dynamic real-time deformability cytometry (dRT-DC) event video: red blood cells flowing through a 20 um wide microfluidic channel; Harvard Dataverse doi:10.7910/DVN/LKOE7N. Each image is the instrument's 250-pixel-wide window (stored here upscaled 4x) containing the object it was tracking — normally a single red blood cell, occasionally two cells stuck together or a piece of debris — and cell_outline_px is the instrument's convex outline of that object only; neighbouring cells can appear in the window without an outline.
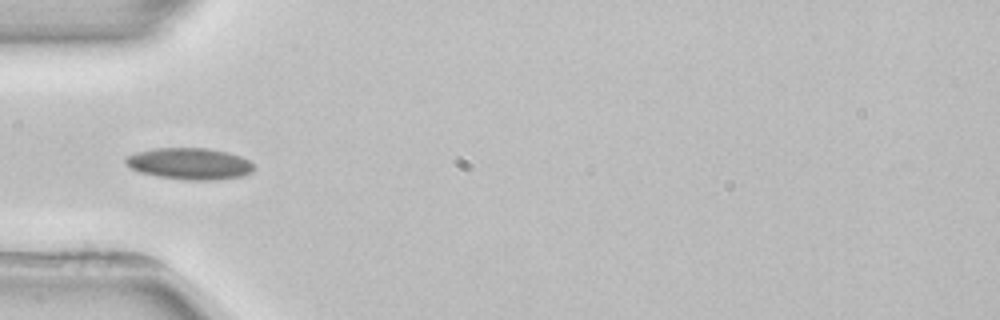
{"species": "common noctule bat (a hibernating species)", "species_latin": "Nyctalus noctula", "temperature_condition": "room temperature", "stored_images_in_passage": 1, "camera_frame_rate_fps": 3000, "um_per_image_px": 0.085, "animal": {"sex": "female", "body_mass_g": 22.7, "forearm_length_mm": 54.2}, "frame": {"image": 1, "passage_image": 1, "time_ms": 0.0, "image_size_px": [1000, 320], "cell_outline_px": [[252, 172], [240, 176], [216, 180], [188, 180], [160, 176], [140, 172], [132, 168], [124, 160], [128, 156], [136, 152], [152, 148], [208, 148], [228, 152], [240, 156], [248, 160], [252, 164]], "centroid_in_image_um": [16.12, 13.9], "position_along_channel_um": 68.9, "area_um2": 23.29}}